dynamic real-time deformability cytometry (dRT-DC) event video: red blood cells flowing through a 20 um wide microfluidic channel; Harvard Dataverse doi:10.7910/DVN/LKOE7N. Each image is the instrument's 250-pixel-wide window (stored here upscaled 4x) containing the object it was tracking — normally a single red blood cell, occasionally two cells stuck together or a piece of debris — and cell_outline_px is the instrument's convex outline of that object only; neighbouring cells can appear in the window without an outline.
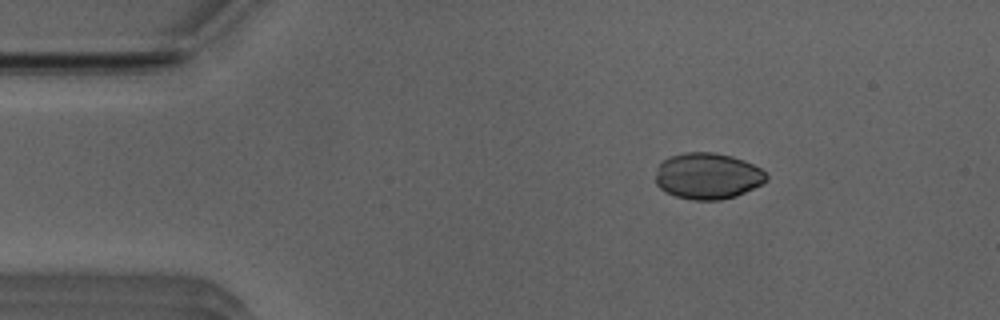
{"species": "Egyptian fruit bat (a non-hibernating species)", "species_latin": "Rousettus aegyptiacus", "temperature_condition": "room temperature", "stored_images_in_passage": 45, "camera_frame_rate_fps": 3000, "um_per_image_px": 0.085, "animal": {"sex": "male"}, "frame": {"image": 1, "passage_image": 1, "time_ms": 0.0, "image_size_px": [1000, 320], "cell_outline_px": [[768, 180], [736, 196], [720, 200], [692, 200], [676, 196], [664, 192], [656, 184], [656, 172], [660, 164], [668, 156], [684, 152], [712, 152], [732, 156], [744, 160], [760, 168], [768, 176]], "centroid_in_image_um": [60.13, 14.96], "position_along_channel_um": 24.9, "area_um2": 29.88}}
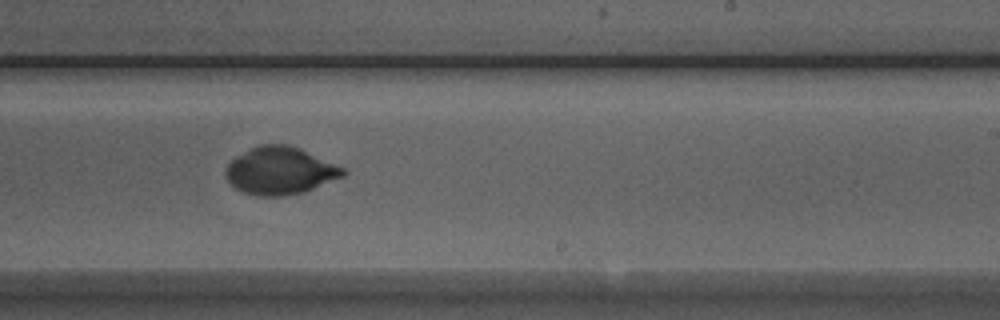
{"frame": {"image": 2, "passage_image": 24, "time_ms": 7.667, "image_size_px": [1000, 320], "cell_outline_px": [[348, 172], [344, 176], [304, 192], [284, 196], [256, 196], [244, 192], [236, 188], [224, 176], [224, 168], [236, 156], [256, 144], [288, 144], [300, 148], [344, 168]], "centroid_in_image_um": [23.79, 14.5], "position_along_channel_um": 265.2, "area_um2": 32.66}}
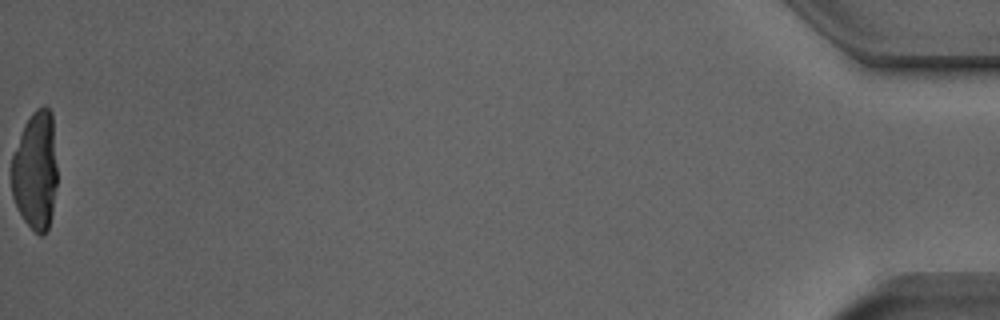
{"frame": {"image": 3, "passage_image": 45, "time_ms": 14.667, "image_size_px": [1000, 320], "cell_outline_px": [[56, 184], [52, 212], [48, 228], [44, 236], [40, 236], [24, 220], [12, 196], [12, 156], [24, 124], [32, 112], [36, 108], [44, 104], [52, 112], [56, 164]], "centroid_in_image_um": [3.02, 14.47], "position_along_channel_um": 432.2, "area_um2": 31.5}}